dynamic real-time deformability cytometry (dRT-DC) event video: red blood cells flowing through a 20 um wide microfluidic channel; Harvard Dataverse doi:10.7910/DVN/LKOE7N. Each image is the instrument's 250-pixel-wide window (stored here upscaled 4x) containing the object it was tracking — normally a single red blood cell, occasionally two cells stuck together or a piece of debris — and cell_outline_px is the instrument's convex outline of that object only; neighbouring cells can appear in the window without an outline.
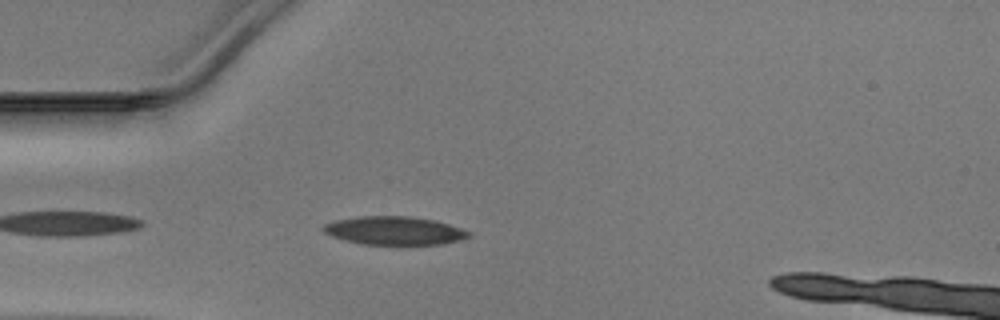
{"species": "Egyptian fruit bat (a non-hibernating species)", "species_latin": "Rousettus aegyptiacus", "temperature_condition": "warm", "stored_images_in_passage": 37, "camera_frame_rate_fps": 3000, "um_per_image_px": 0.085, "animal": {"sex": "male"}, "frame": {"image": 1, "passage_image": 3, "time_ms": 0.667, "image_size_px": [1000, 320], "cell_outline_px": [[472, 236], [460, 240], [440, 244], [360, 244], [344, 240], [332, 236], [324, 232], [324, 224], [336, 220], [360, 216], [408, 216], [436, 220], [472, 232]], "centroid_in_image_um": [33.54, 19.6], "position_along_channel_um": 51.5, "area_um2": 23.93}}
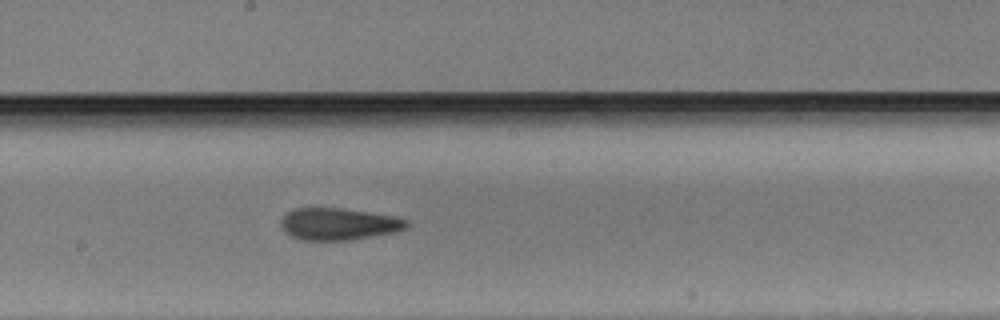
{"frame": {"image": 2, "passage_image": 16, "time_ms": 5.0, "image_size_px": [1000, 320], "cell_outline_px": [[408, 224], [404, 228], [396, 232], [352, 240], [300, 240], [284, 232], [280, 224], [280, 220], [288, 212], [296, 208], [344, 208], [396, 216], [408, 220]], "centroid_in_image_um": [28.78, 19.04], "position_along_channel_um": 219.4, "area_um2": 23.58}}
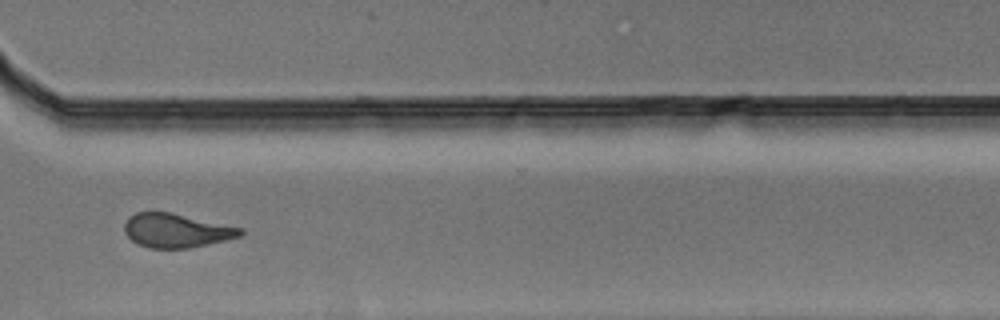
{"frame": {"image": 3, "passage_image": 26, "time_ms": 8.333, "image_size_px": [1000, 320], "cell_outline_px": [[244, 232], [240, 236], [208, 244], [188, 248], [148, 248], [136, 244], [124, 232], [124, 224], [128, 216], [136, 212], [172, 212], [244, 228]], "centroid_in_image_um": [14.97, 19.59], "position_along_channel_um": 355.6, "area_um2": 23.12}}